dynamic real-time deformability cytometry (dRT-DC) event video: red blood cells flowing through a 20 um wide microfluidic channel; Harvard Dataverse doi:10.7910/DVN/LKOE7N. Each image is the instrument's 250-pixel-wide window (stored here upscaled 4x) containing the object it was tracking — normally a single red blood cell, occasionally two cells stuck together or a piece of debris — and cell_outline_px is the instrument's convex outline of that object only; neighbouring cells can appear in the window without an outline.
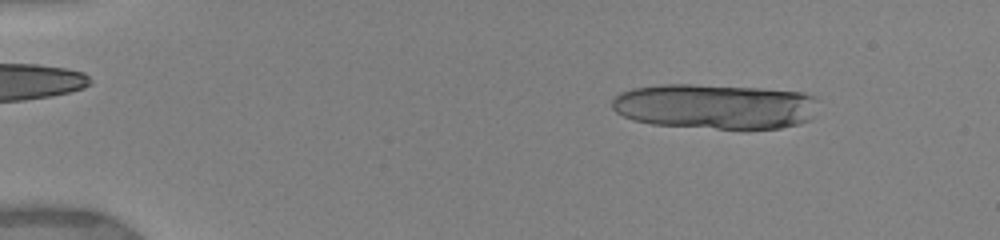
{"species": "human", "species_latin": "Homo sapiens", "temperature_condition": "warm", "stored_images_in_passage": 16, "camera_frame_rate_fps": 3000, "um_per_image_px": 0.085, "donor": {"sex": "female"}, "frame": {"image": 1, "passage_image": 7, "time_ms": 2.0, "image_size_px": [1000, 240], "cell_outline_px": [[816, 100], [812, 120], [800, 124], [780, 128], [748, 132], [652, 124], [632, 120], [616, 112], [612, 108], [612, 100], [620, 92], [632, 88], [664, 84], [692, 84], [764, 88], [804, 92], [816, 96]], "centroid_in_image_um": [60.83, 9.08], "position_along_channel_um": 24.2, "area_um2": 55.89}}